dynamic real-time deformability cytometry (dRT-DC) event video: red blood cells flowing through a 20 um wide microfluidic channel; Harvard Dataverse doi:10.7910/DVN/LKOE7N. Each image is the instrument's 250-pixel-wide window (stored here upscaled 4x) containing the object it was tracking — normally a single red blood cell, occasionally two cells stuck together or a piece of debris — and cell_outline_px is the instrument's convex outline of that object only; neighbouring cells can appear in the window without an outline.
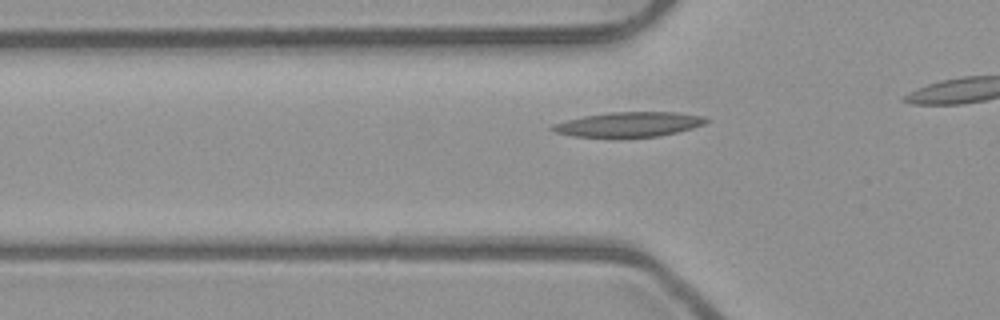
{"species": "common noctule bat (a hibernating species)", "species_latin": "Nyctalus noctula", "temperature_condition": "room temperature", "stored_images_in_passage": 21, "camera_frame_rate_fps": 3000, "um_per_image_px": 0.085, "animal": {"sex": "male", "body_mass_g": 23.1, "forearm_length_mm": 52.7}, "frame": {"image": 1, "passage_image": 12, "time_ms": 3.667, "image_size_px": [1000, 320], "cell_outline_px": [[708, 120], [704, 124], [692, 128], [660, 136], [572, 136], [556, 132], [548, 128], [552, 124], [584, 116], [612, 112], [680, 112], [704, 116]], "centroid_in_image_um": [53.47, 10.55], "position_along_channel_um": 72.3, "area_um2": 21.79}}